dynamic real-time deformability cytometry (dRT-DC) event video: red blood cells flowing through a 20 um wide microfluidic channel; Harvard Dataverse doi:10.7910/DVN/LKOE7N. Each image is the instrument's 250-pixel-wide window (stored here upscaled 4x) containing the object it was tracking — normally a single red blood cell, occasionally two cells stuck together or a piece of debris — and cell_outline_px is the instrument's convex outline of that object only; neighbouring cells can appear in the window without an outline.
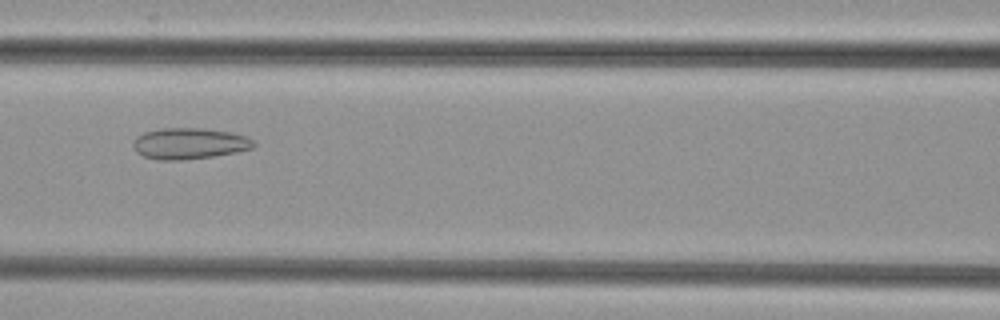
{"species": "common noctule bat (a hibernating species)", "species_latin": "Nyctalus noctula", "temperature_condition": "cold", "stored_images_in_passage": 6, "camera_frame_rate_fps": 3000, "um_per_image_px": 0.085, "animal": {"sex": "female", "body_mass_g": 29.2, "forearm_length_mm": 56.3}, "frame": {"image": 1, "passage_image": 6, "time_ms": 1.667, "image_size_px": [1000, 320], "cell_outline_px": [[256, 144], [252, 148], [236, 152], [212, 156], [184, 160], [156, 160], [144, 156], [136, 152], [132, 144], [136, 136], [144, 132], [160, 128], [204, 128], [232, 132], [244, 136], [252, 140]], "centroid_in_image_um": [16.06, 12.19], "position_along_channel_um": 150.5, "area_um2": 21.96}}